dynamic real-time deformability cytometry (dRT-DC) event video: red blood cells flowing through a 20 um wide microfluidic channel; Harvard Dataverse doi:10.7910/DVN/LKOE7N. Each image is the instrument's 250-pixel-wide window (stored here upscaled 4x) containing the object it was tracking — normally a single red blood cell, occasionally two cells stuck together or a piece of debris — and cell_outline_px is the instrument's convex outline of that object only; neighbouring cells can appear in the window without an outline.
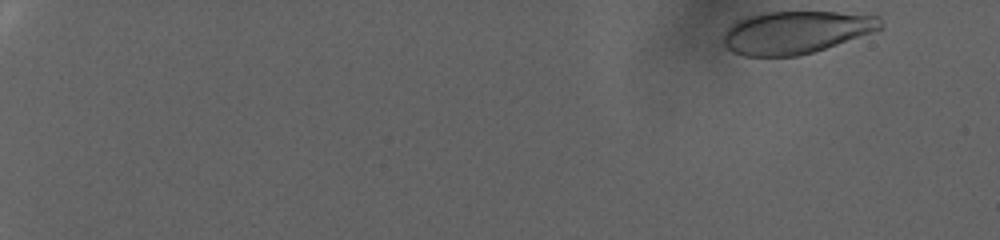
{"species": "human", "species_latin": "Homo sapiens", "temperature_condition": "warm", "stored_images_in_passage": 57, "camera_frame_rate_fps": 3000, "um_per_image_px": 0.085, "donor": {"sex": "female"}, "frame": {"image": 1, "passage_image": 1, "time_ms": 0.0, "image_size_px": [1000, 240], "cell_outline_px": [[884, 28], [812, 52], [796, 56], [744, 56], [732, 52], [724, 44], [724, 32], [736, 20], [748, 16], [764, 12], [836, 12], [880, 16]], "centroid_in_image_um": [67.64, 2.74], "position_along_channel_um": 17.4, "area_um2": 38.78}}
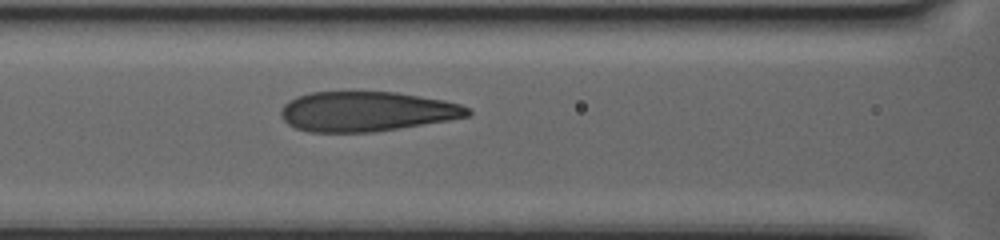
{"frame": {"image": 2, "passage_image": 30, "time_ms": 9.667, "image_size_px": [1000, 240], "cell_outline_px": [[472, 116], [448, 120], [372, 132], [308, 132], [296, 128], [288, 124], [280, 116], [280, 108], [288, 100], [296, 96], [312, 92], [396, 92], [444, 100], [460, 104], [472, 108]], "centroid_in_image_um": [31.16, 9.47], "position_along_channel_um": 135.4, "area_um2": 43.52}}
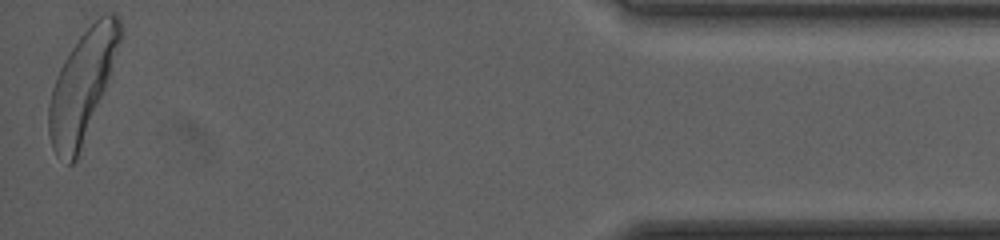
{"frame": {"image": 3, "passage_image": 57, "time_ms": 18.667, "image_size_px": [1000, 240], "cell_outline_px": [[124, 32], [108, 76], [76, 160], [72, 164], [68, 164], [56, 156], [52, 148], [48, 132], [48, 104], [52, 88], [56, 76], [64, 60], [80, 36], [104, 12], [116, 12], [120, 16]], "centroid_in_image_um": [6.97, 7.24], "position_along_channel_um": 428.2, "area_um2": 44.33}, "authors_computed_cell_mechanics": {"area_um2": 43.35, "velocity_mm_per_s": 3.7868, "shape_relaxation_time_tau1_ms": 5.7266, "shape_relaxation_time_tau2_ms": null, "deformation_change_tau1": 0.2541, "deformation_change_tau2": null}}